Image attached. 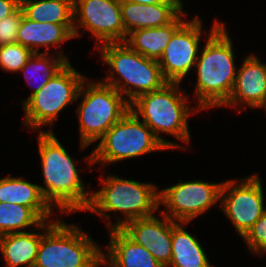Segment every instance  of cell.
I'll return each mask as SVG.
<instances>
[{
    "mask_svg": "<svg viewBox=\"0 0 266 267\" xmlns=\"http://www.w3.org/2000/svg\"><path fill=\"white\" fill-rule=\"evenodd\" d=\"M37 138L45 185L40 190L45 200L61 214L87 210L92 192L85 189L75 160L51 129L40 131Z\"/></svg>",
    "mask_w": 266,
    "mask_h": 267,
    "instance_id": "cell-1",
    "label": "cell"
},
{
    "mask_svg": "<svg viewBox=\"0 0 266 267\" xmlns=\"http://www.w3.org/2000/svg\"><path fill=\"white\" fill-rule=\"evenodd\" d=\"M212 26L195 64V98L201 111L223 106L228 101L237 74L232 40L224 23L215 20Z\"/></svg>",
    "mask_w": 266,
    "mask_h": 267,
    "instance_id": "cell-2",
    "label": "cell"
},
{
    "mask_svg": "<svg viewBox=\"0 0 266 267\" xmlns=\"http://www.w3.org/2000/svg\"><path fill=\"white\" fill-rule=\"evenodd\" d=\"M181 83H166L161 89L147 92L130 102V110L154 132L168 149H181V145L163 138L160 133L174 136L184 144L190 142L188 118L201 111L189 105L180 89ZM160 135V136H159Z\"/></svg>",
    "mask_w": 266,
    "mask_h": 267,
    "instance_id": "cell-3",
    "label": "cell"
},
{
    "mask_svg": "<svg viewBox=\"0 0 266 267\" xmlns=\"http://www.w3.org/2000/svg\"><path fill=\"white\" fill-rule=\"evenodd\" d=\"M101 180L102 188L92 192L86 211L107 220L111 218L108 212H122L125 218L118 216L116 224L107 223L108 230L119 229L132 220L152 216L159 209V190L156 185L113 175Z\"/></svg>",
    "mask_w": 266,
    "mask_h": 267,
    "instance_id": "cell-4",
    "label": "cell"
},
{
    "mask_svg": "<svg viewBox=\"0 0 266 267\" xmlns=\"http://www.w3.org/2000/svg\"><path fill=\"white\" fill-rule=\"evenodd\" d=\"M97 49L102 61L110 67L108 77L100 81L114 87L129 102L141 94L159 90L168 83L157 60L146 58L125 42L105 43ZM116 74L119 76L115 77Z\"/></svg>",
    "mask_w": 266,
    "mask_h": 267,
    "instance_id": "cell-5",
    "label": "cell"
},
{
    "mask_svg": "<svg viewBox=\"0 0 266 267\" xmlns=\"http://www.w3.org/2000/svg\"><path fill=\"white\" fill-rule=\"evenodd\" d=\"M50 221L36 229L43 234L34 267H84L101 251L81 227L60 219Z\"/></svg>",
    "mask_w": 266,
    "mask_h": 267,
    "instance_id": "cell-6",
    "label": "cell"
},
{
    "mask_svg": "<svg viewBox=\"0 0 266 267\" xmlns=\"http://www.w3.org/2000/svg\"><path fill=\"white\" fill-rule=\"evenodd\" d=\"M82 83L78 97L83 98L76 110L79 120L80 149L96 142L129 110L130 102L114 87L103 82Z\"/></svg>",
    "mask_w": 266,
    "mask_h": 267,
    "instance_id": "cell-7",
    "label": "cell"
},
{
    "mask_svg": "<svg viewBox=\"0 0 266 267\" xmlns=\"http://www.w3.org/2000/svg\"><path fill=\"white\" fill-rule=\"evenodd\" d=\"M164 149L168 148L129 110L99 139L86 161L90 165L111 164Z\"/></svg>",
    "mask_w": 266,
    "mask_h": 267,
    "instance_id": "cell-8",
    "label": "cell"
},
{
    "mask_svg": "<svg viewBox=\"0 0 266 267\" xmlns=\"http://www.w3.org/2000/svg\"><path fill=\"white\" fill-rule=\"evenodd\" d=\"M85 79L69 62L22 105L24 126L34 131L43 125H54L60 111L77 100Z\"/></svg>",
    "mask_w": 266,
    "mask_h": 267,
    "instance_id": "cell-9",
    "label": "cell"
},
{
    "mask_svg": "<svg viewBox=\"0 0 266 267\" xmlns=\"http://www.w3.org/2000/svg\"><path fill=\"white\" fill-rule=\"evenodd\" d=\"M222 183L220 206L243 238L266 210L262 181L256 174ZM239 181V182H238Z\"/></svg>",
    "mask_w": 266,
    "mask_h": 267,
    "instance_id": "cell-10",
    "label": "cell"
},
{
    "mask_svg": "<svg viewBox=\"0 0 266 267\" xmlns=\"http://www.w3.org/2000/svg\"><path fill=\"white\" fill-rule=\"evenodd\" d=\"M223 182H204L200 180L179 182L159 191V206L165 205L161 212L176 222H191L206 213L220 200Z\"/></svg>",
    "mask_w": 266,
    "mask_h": 267,
    "instance_id": "cell-11",
    "label": "cell"
},
{
    "mask_svg": "<svg viewBox=\"0 0 266 267\" xmlns=\"http://www.w3.org/2000/svg\"><path fill=\"white\" fill-rule=\"evenodd\" d=\"M73 13L74 38L82 27L96 38L95 49L100 43L125 42L120 0H73Z\"/></svg>",
    "mask_w": 266,
    "mask_h": 267,
    "instance_id": "cell-12",
    "label": "cell"
},
{
    "mask_svg": "<svg viewBox=\"0 0 266 267\" xmlns=\"http://www.w3.org/2000/svg\"><path fill=\"white\" fill-rule=\"evenodd\" d=\"M198 16L186 21L172 36L158 60L164 79L181 83L195 67L199 55L202 23Z\"/></svg>",
    "mask_w": 266,
    "mask_h": 267,
    "instance_id": "cell-13",
    "label": "cell"
},
{
    "mask_svg": "<svg viewBox=\"0 0 266 267\" xmlns=\"http://www.w3.org/2000/svg\"><path fill=\"white\" fill-rule=\"evenodd\" d=\"M132 220L120 229L135 243L145 247L164 267L172 257V220L163 215Z\"/></svg>",
    "mask_w": 266,
    "mask_h": 267,
    "instance_id": "cell-14",
    "label": "cell"
},
{
    "mask_svg": "<svg viewBox=\"0 0 266 267\" xmlns=\"http://www.w3.org/2000/svg\"><path fill=\"white\" fill-rule=\"evenodd\" d=\"M266 102V64L253 53L244 58L237 70L232 93L224 107H236L239 104L249 108H262Z\"/></svg>",
    "mask_w": 266,
    "mask_h": 267,
    "instance_id": "cell-15",
    "label": "cell"
},
{
    "mask_svg": "<svg viewBox=\"0 0 266 267\" xmlns=\"http://www.w3.org/2000/svg\"><path fill=\"white\" fill-rule=\"evenodd\" d=\"M182 0H168L164 3L144 5L121 1L122 20L129 33L137 29L153 28L172 23L184 10Z\"/></svg>",
    "mask_w": 266,
    "mask_h": 267,
    "instance_id": "cell-16",
    "label": "cell"
},
{
    "mask_svg": "<svg viewBox=\"0 0 266 267\" xmlns=\"http://www.w3.org/2000/svg\"><path fill=\"white\" fill-rule=\"evenodd\" d=\"M74 38V25H60L55 23H39L22 17L17 43L27 47L33 53H40V49L45 47L43 53H51L49 48L57 46V52L61 45ZM61 44V45H60ZM60 45V46H59Z\"/></svg>",
    "mask_w": 266,
    "mask_h": 267,
    "instance_id": "cell-17",
    "label": "cell"
},
{
    "mask_svg": "<svg viewBox=\"0 0 266 267\" xmlns=\"http://www.w3.org/2000/svg\"><path fill=\"white\" fill-rule=\"evenodd\" d=\"M106 267H164L143 246L130 239L120 228L110 229Z\"/></svg>",
    "mask_w": 266,
    "mask_h": 267,
    "instance_id": "cell-18",
    "label": "cell"
},
{
    "mask_svg": "<svg viewBox=\"0 0 266 267\" xmlns=\"http://www.w3.org/2000/svg\"><path fill=\"white\" fill-rule=\"evenodd\" d=\"M0 202L30 207L43 221L52 220L53 208L45 200L40 185L28 182L22 176L0 179Z\"/></svg>",
    "mask_w": 266,
    "mask_h": 267,
    "instance_id": "cell-19",
    "label": "cell"
},
{
    "mask_svg": "<svg viewBox=\"0 0 266 267\" xmlns=\"http://www.w3.org/2000/svg\"><path fill=\"white\" fill-rule=\"evenodd\" d=\"M183 11L172 23L146 29H137L127 35L125 43L146 58L159 60L173 34L187 21Z\"/></svg>",
    "mask_w": 266,
    "mask_h": 267,
    "instance_id": "cell-20",
    "label": "cell"
},
{
    "mask_svg": "<svg viewBox=\"0 0 266 267\" xmlns=\"http://www.w3.org/2000/svg\"><path fill=\"white\" fill-rule=\"evenodd\" d=\"M17 232L0 236V251L5 267H34L42 233Z\"/></svg>",
    "mask_w": 266,
    "mask_h": 267,
    "instance_id": "cell-21",
    "label": "cell"
},
{
    "mask_svg": "<svg viewBox=\"0 0 266 267\" xmlns=\"http://www.w3.org/2000/svg\"><path fill=\"white\" fill-rule=\"evenodd\" d=\"M185 224L188 222L172 220V257L168 267H214L198 239L185 230Z\"/></svg>",
    "mask_w": 266,
    "mask_h": 267,
    "instance_id": "cell-22",
    "label": "cell"
},
{
    "mask_svg": "<svg viewBox=\"0 0 266 267\" xmlns=\"http://www.w3.org/2000/svg\"><path fill=\"white\" fill-rule=\"evenodd\" d=\"M20 6L35 22L74 25L73 0H20Z\"/></svg>",
    "mask_w": 266,
    "mask_h": 267,
    "instance_id": "cell-23",
    "label": "cell"
},
{
    "mask_svg": "<svg viewBox=\"0 0 266 267\" xmlns=\"http://www.w3.org/2000/svg\"><path fill=\"white\" fill-rule=\"evenodd\" d=\"M59 54L55 57H51L49 53H33L28 59L27 63L23 66L20 72H24V76L27 80L28 85H31L30 81L35 80V75L38 76L40 81L37 86L32 87L33 91L26 100L22 102V105L35 93L42 89V87L53 78L62 68L68 63L69 59L65 56L64 52H58ZM53 60H52V59ZM30 72V73H29ZM39 74V75H37ZM34 76V77H33ZM36 78V80H38ZM35 84V83H34Z\"/></svg>",
    "mask_w": 266,
    "mask_h": 267,
    "instance_id": "cell-24",
    "label": "cell"
},
{
    "mask_svg": "<svg viewBox=\"0 0 266 267\" xmlns=\"http://www.w3.org/2000/svg\"><path fill=\"white\" fill-rule=\"evenodd\" d=\"M43 220L27 206L0 202V236L24 232L28 227H38Z\"/></svg>",
    "mask_w": 266,
    "mask_h": 267,
    "instance_id": "cell-25",
    "label": "cell"
},
{
    "mask_svg": "<svg viewBox=\"0 0 266 267\" xmlns=\"http://www.w3.org/2000/svg\"><path fill=\"white\" fill-rule=\"evenodd\" d=\"M33 52L18 43L0 46V68L10 73L20 72Z\"/></svg>",
    "mask_w": 266,
    "mask_h": 267,
    "instance_id": "cell-26",
    "label": "cell"
},
{
    "mask_svg": "<svg viewBox=\"0 0 266 267\" xmlns=\"http://www.w3.org/2000/svg\"><path fill=\"white\" fill-rule=\"evenodd\" d=\"M243 239L251 253L254 252L261 256L266 253V210Z\"/></svg>",
    "mask_w": 266,
    "mask_h": 267,
    "instance_id": "cell-27",
    "label": "cell"
},
{
    "mask_svg": "<svg viewBox=\"0 0 266 267\" xmlns=\"http://www.w3.org/2000/svg\"><path fill=\"white\" fill-rule=\"evenodd\" d=\"M24 13L19 6L11 15L0 20V46L17 43L19 26Z\"/></svg>",
    "mask_w": 266,
    "mask_h": 267,
    "instance_id": "cell-28",
    "label": "cell"
},
{
    "mask_svg": "<svg viewBox=\"0 0 266 267\" xmlns=\"http://www.w3.org/2000/svg\"><path fill=\"white\" fill-rule=\"evenodd\" d=\"M20 6V0H0V20L11 15Z\"/></svg>",
    "mask_w": 266,
    "mask_h": 267,
    "instance_id": "cell-29",
    "label": "cell"
},
{
    "mask_svg": "<svg viewBox=\"0 0 266 267\" xmlns=\"http://www.w3.org/2000/svg\"><path fill=\"white\" fill-rule=\"evenodd\" d=\"M107 265L106 257L103 250H101L86 266L84 267H99Z\"/></svg>",
    "mask_w": 266,
    "mask_h": 267,
    "instance_id": "cell-30",
    "label": "cell"
},
{
    "mask_svg": "<svg viewBox=\"0 0 266 267\" xmlns=\"http://www.w3.org/2000/svg\"><path fill=\"white\" fill-rule=\"evenodd\" d=\"M120 1H129V2H134V3H139V4H144V5H152V4H158V3H164L167 2L168 0H120Z\"/></svg>",
    "mask_w": 266,
    "mask_h": 267,
    "instance_id": "cell-31",
    "label": "cell"
},
{
    "mask_svg": "<svg viewBox=\"0 0 266 267\" xmlns=\"http://www.w3.org/2000/svg\"><path fill=\"white\" fill-rule=\"evenodd\" d=\"M262 108H264V109H265V112H266V102H265V104L262 106Z\"/></svg>",
    "mask_w": 266,
    "mask_h": 267,
    "instance_id": "cell-32",
    "label": "cell"
}]
</instances>
